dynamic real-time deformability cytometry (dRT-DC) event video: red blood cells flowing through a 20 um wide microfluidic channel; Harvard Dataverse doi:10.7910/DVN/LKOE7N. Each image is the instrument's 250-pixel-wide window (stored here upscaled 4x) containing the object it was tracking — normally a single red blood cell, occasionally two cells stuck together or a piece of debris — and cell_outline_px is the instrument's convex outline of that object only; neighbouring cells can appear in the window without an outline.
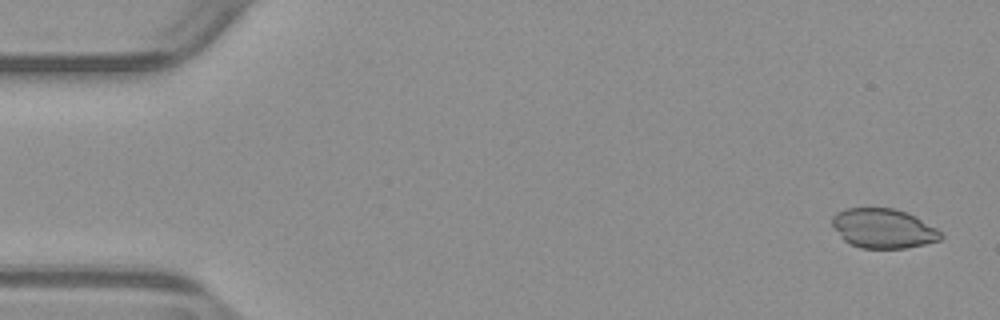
{"species": "common noctule bat (a hibernating species)", "species_latin": "Nyctalus noctula", "temperature_condition": "warm", "stored_images_in_passage": 52, "camera_frame_rate_fps": 3000, "um_per_image_px": 0.085, "animal": {"sex": "male", "body_mass_g": 23.1, "forearm_length_mm": 52.7}, "frame": {"image": 1, "passage_image": 2, "time_ms": 0.333, "image_size_px": [1000, 320], "cell_outline_px": [[944, 236], [940, 240], [924, 244], [904, 248], [860, 248], [844, 240], [832, 224], [832, 216], [836, 212], [848, 208], [896, 208], [916, 216], [936, 228]], "centroid_in_image_um": [75.09, 19.41], "position_along_channel_um": 9.9, "area_um2": 24.91}}
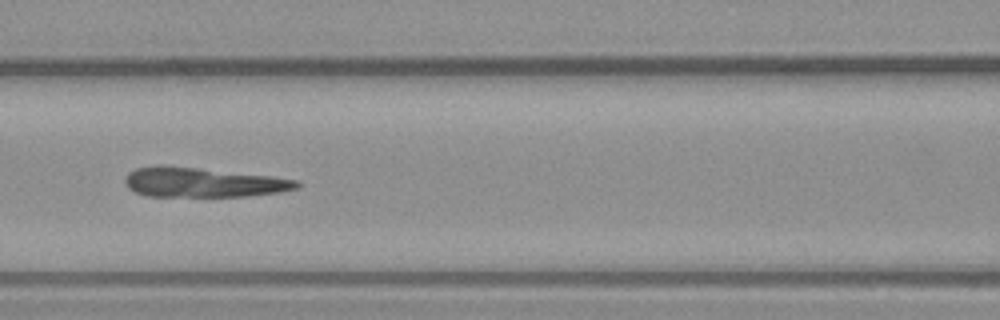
{"frame": {"image": 2, "passage_image": 23, "time_ms": 7.333, "image_size_px": [1000, 320], "cell_outline_px": [[300, 184], [296, 188], [276, 192], [244, 196], [148, 196], [136, 192], [128, 188], [124, 180], [128, 172], [136, 168], [160, 164], [272, 176], [296, 180]], "centroid_in_image_um": [17.17, 15.49], "position_along_channel_um": 149.4, "area_um2": 29.36}}
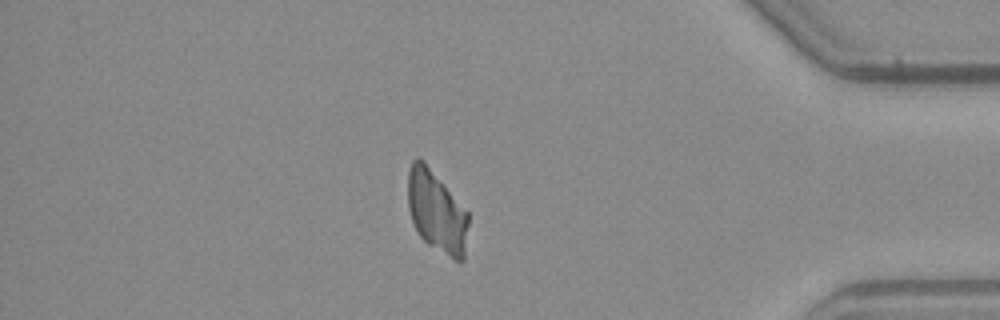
{"frame": {"image": 3, "passage_image": 45, "time_ms": 14.667, "image_size_px": [1000, 320], "cell_outline_px": [[468, 224], [464, 260], [456, 260], [428, 244], [416, 232], [408, 208], [408, 168], [412, 160], [416, 156], [420, 156], [424, 160], [468, 212]], "centroid_in_image_um": [37.08, 17.94], "position_along_channel_um": 398.1, "area_um2": 28.84}}